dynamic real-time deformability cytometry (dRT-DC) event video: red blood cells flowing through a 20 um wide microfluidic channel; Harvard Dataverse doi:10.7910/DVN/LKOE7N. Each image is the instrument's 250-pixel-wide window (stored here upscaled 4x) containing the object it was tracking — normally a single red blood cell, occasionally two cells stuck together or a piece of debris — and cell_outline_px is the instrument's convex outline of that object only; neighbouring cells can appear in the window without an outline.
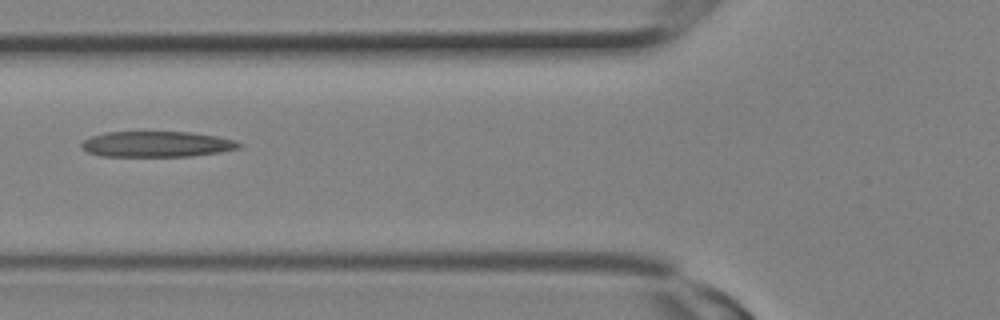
{"species": "Egyptian fruit bat (a non-hibernating species)", "species_latin": "Rousettus aegyptiacus", "temperature_condition": "room temperature", "stored_images_in_passage": 11, "camera_frame_rate_fps": 3000, "um_per_image_px": 0.085, "animal": {"sex": "female"}, "frame": {"image": 1, "passage_image": 10, "time_ms": 3.0, "image_size_px": [1000, 320], "cell_outline_px": [[244, 144], [240, 148], [220, 152], [192, 156], [100, 156], [88, 152], [80, 144], [84, 140], [92, 136], [108, 132], [192, 132], [216, 136], [236, 140]], "centroid_in_image_um": [13.38, 12.25], "position_along_channel_um": 112.4, "area_um2": 23.58}}